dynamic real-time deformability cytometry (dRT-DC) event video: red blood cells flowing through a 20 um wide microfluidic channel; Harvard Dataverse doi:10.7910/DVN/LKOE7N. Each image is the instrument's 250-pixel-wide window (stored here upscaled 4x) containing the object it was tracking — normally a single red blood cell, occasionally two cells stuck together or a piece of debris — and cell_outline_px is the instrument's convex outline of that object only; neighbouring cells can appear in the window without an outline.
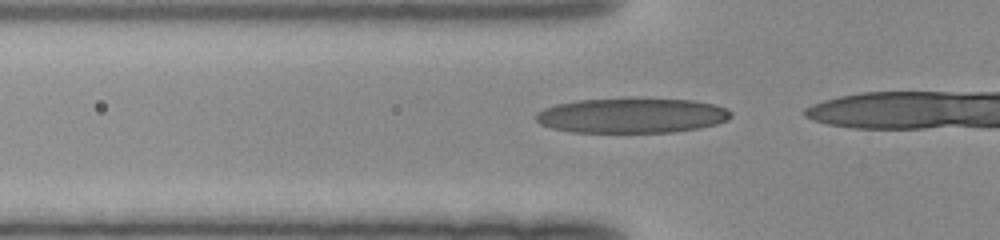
{"species": "human", "species_latin": "Homo sapiens", "temperature_condition": "room temperature", "stored_images_in_passage": 18, "camera_frame_rate_fps": 3000, "um_per_image_px": 0.085, "donor": {"sex": "female"}, "frame": {"image": 1, "passage_image": 13, "time_ms": 4.0, "image_size_px": [1000, 240], "cell_outline_px": [[732, 116], [728, 120], [716, 124], [700, 128], [672, 132], [572, 132], [552, 128], [540, 124], [536, 120], [536, 112], [544, 108], [556, 104], [576, 100], [628, 96], [632, 96], [692, 100], [716, 104], [728, 108], [732, 112]], "centroid_in_image_um": [53.73, 9.78], "position_along_channel_um": 72.1, "area_um2": 41.04}}
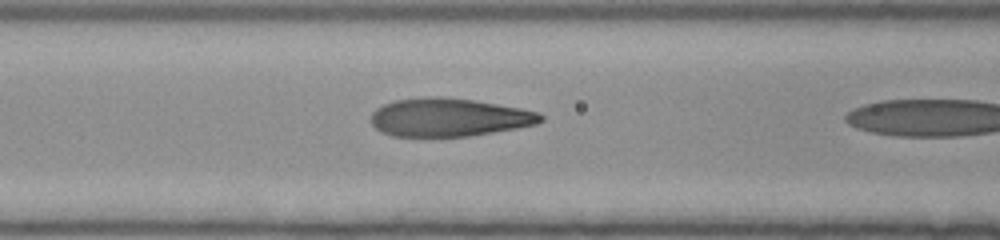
{"frame": {"image": 2, "passage_image": 17, "time_ms": 5.333, "image_size_px": [1000, 240], "cell_outline_px": [[544, 120], [536, 124], [516, 128], [468, 136], [392, 136], [380, 132], [372, 124], [372, 112], [376, 108], [392, 100], [424, 96], [440, 96], [472, 100], [520, 108], [540, 112], [544, 116]], "centroid_in_image_um": [38.14, 9.96], "position_along_channel_um": 128.5, "area_um2": 37.86}}